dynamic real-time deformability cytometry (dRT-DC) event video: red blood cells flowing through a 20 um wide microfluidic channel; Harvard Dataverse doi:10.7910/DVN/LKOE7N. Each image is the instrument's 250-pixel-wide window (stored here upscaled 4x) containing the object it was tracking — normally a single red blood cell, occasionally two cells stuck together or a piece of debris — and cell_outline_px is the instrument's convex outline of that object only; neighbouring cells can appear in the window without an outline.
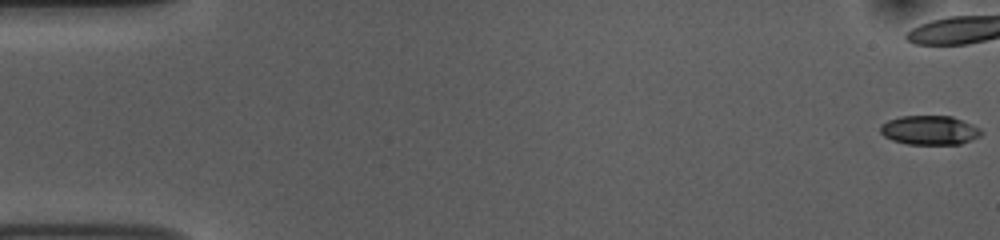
{"species": "common noctule bat (a hibernating species)", "species_latin": "Nyctalus noctula", "temperature_condition": "room temperature", "stored_images_in_passage": 47, "camera_frame_rate_fps": 3000, "um_per_image_px": 0.085, "animal": {"sex": "female", "body_mass_g": 10.0, "forearm_length_mm": 53.1}, "frame": {"image": 1, "passage_image": 1, "time_ms": 0.0, "image_size_px": [1000, 240], "cell_outline_px": [[984, 132], [980, 136], [972, 140], [960, 144], [908, 144], [892, 140], [884, 136], [880, 132], [880, 124], [888, 120], [900, 116], [952, 116], [972, 124], [980, 128]], "centroid_in_image_um": [79.03, 11.06], "position_along_channel_um": 6.0, "area_um2": 17.28}, "authors_computed_cell_mechanics": {"area_um2": 18.3804, "velocity_mm_per_s": 3.7878, "shape_relaxation_time_tau1_ms": 2.943, "shape_relaxation_time_tau2_ms": null, "deformation_change_tau1": 0.1059, "deformation_change_tau2": null}}